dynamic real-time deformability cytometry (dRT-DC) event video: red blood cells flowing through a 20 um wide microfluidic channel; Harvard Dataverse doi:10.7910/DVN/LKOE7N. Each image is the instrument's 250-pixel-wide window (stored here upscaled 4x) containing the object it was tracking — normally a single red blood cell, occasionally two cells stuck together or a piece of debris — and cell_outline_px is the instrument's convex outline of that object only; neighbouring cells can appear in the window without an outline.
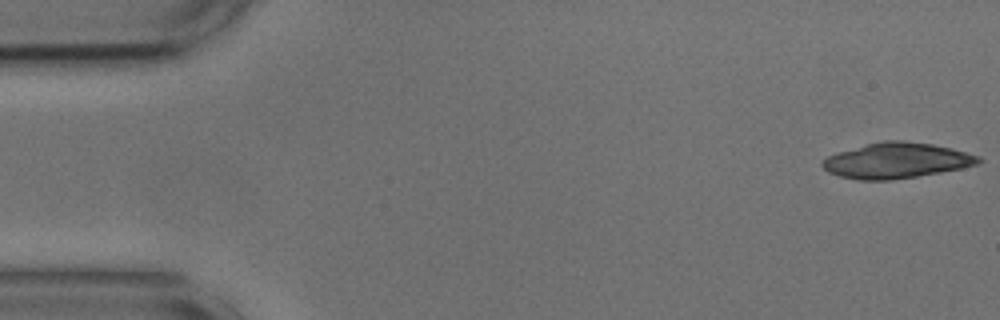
{"species": "common noctule bat (a hibernating species)", "species_latin": "Nyctalus noctula", "temperature_condition": "cold", "stored_images_in_passage": 33, "camera_frame_rate_fps": 3000, "um_per_image_px": 0.085, "animal": {"sex": "male", "body_mass_g": 17.9, "forearm_length_mm": 54.2}, "frame": {"image": 1, "passage_image": 1, "time_ms": 0.0, "image_size_px": [1000, 320], "cell_outline_px": [[984, 160], [976, 164], [960, 168], [940, 172], [916, 176], [888, 180], [860, 180], [840, 176], [828, 172], [820, 164], [828, 156], [840, 152], [868, 144], [884, 140], [904, 140], [932, 144], [952, 148], [980, 156]], "centroid_in_image_um": [76.23, 13.64], "position_along_channel_um": 8.8, "area_um2": 31.91}}